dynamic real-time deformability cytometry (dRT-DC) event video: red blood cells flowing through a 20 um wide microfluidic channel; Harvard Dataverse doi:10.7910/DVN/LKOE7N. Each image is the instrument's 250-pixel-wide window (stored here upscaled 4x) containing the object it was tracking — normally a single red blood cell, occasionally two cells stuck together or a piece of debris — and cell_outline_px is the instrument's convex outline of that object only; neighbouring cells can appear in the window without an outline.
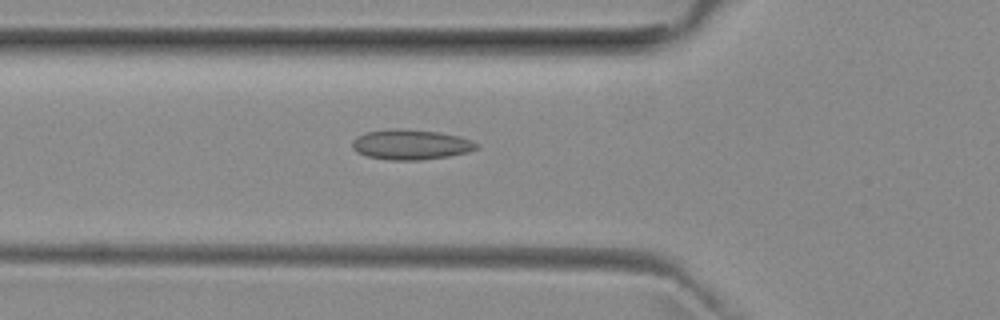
{"species": "common noctule bat (a hibernating species)", "species_latin": "Nyctalus noctula", "temperature_condition": "room temperature", "stored_images_in_passage": 18, "camera_frame_rate_fps": 3000, "um_per_image_px": 0.085, "animal": {"sex": "female", "body_mass_g": 29.2, "forearm_length_mm": 56.3}, "frame": {"image": 1, "passage_image": 2, "time_ms": 0.333, "image_size_px": [1000, 320], "cell_outline_px": [[480, 144], [476, 148], [468, 152], [448, 156], [420, 160], [388, 160], [368, 156], [356, 152], [352, 148], [352, 140], [356, 136], [364, 132], [392, 128], [400, 128], [440, 132], [460, 136], [472, 140]], "centroid_in_image_um": [34.9, 12.27], "position_along_channel_um": 90.9, "area_um2": 22.08}}
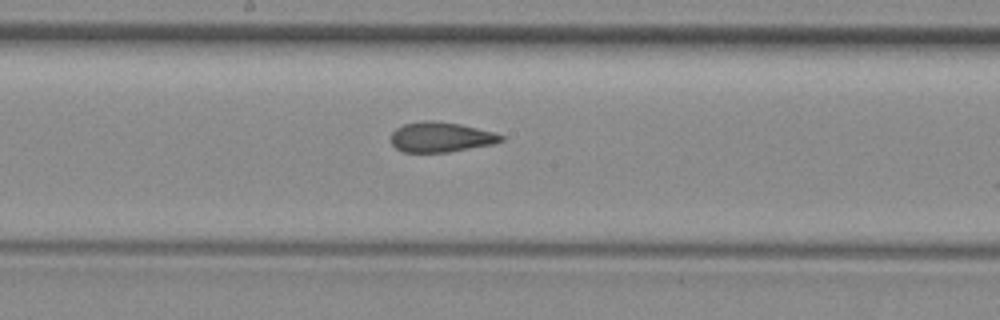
{"frame": {"image": 2, "passage_image": 11, "time_ms": 3.333, "image_size_px": [1000, 320], "cell_outline_px": [[504, 140], [492, 144], [448, 152], [404, 152], [396, 148], [392, 144], [392, 132], [396, 128], [404, 124], [420, 120], [432, 120], [460, 124], [492, 132], [504, 136]], "centroid_in_image_um": [37.44, 11.64], "position_along_channel_um": 210.8, "area_um2": 19.13}}
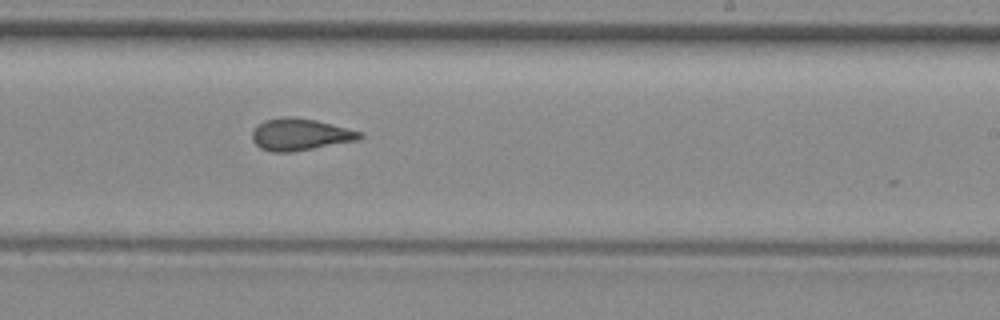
{"frame": {"image": 3, "passage_image": 15, "time_ms": 4.667, "image_size_px": [1000, 320], "cell_outline_px": [[364, 136], [356, 140], [292, 152], [272, 152], [260, 148], [252, 140], [252, 132], [264, 120], [284, 116], [292, 116], [316, 120], [332, 124], [360, 132]], "centroid_in_image_um": [25.47, 11.42], "position_along_channel_um": 263.5, "area_um2": 19.77}}